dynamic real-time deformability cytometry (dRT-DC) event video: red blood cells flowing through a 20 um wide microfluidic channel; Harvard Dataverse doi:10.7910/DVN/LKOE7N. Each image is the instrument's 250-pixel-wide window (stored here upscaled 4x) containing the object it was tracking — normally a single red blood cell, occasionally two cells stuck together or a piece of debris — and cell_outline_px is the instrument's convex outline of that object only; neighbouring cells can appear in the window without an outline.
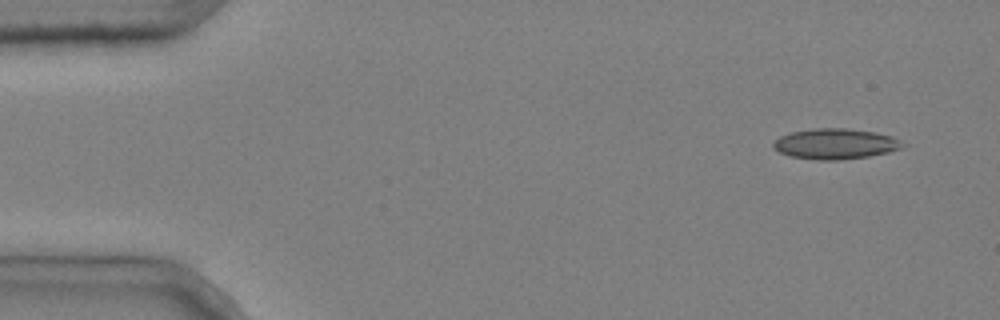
{"species": "common noctule bat (a hibernating species)", "species_latin": "Nyctalus noctula", "temperature_condition": "cold", "stored_images_in_passage": 4, "camera_frame_rate_fps": 3000, "um_per_image_px": 0.085, "animal": {"sex": "male", "body_mass_g": 20.4}, "frame": {"image": 1, "passage_image": 1, "time_ms": 0.0, "image_size_px": [1000, 320], "cell_outline_px": [[908, 144], [900, 148], [888, 152], [868, 156], [840, 160], [820, 160], [792, 156], [780, 152], [772, 148], [772, 144], [780, 136], [792, 132], [816, 128], [844, 128], [876, 132], [892, 136]], "centroid_in_image_um": [71.03, 12.22], "position_along_channel_um": 14.0, "area_um2": 22.89}}